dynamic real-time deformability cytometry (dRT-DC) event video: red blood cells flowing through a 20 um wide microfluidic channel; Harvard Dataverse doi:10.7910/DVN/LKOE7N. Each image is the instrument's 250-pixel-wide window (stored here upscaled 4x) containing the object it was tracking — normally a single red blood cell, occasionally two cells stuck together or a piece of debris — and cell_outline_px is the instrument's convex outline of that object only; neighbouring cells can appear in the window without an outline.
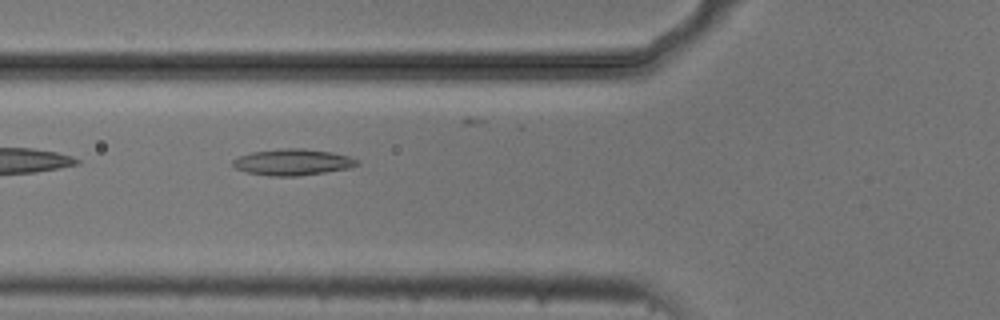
{"species": "common noctule bat (a hibernating species)", "species_latin": "Nyctalus noctula", "temperature_condition": "cold", "stored_images_in_passage": 3, "camera_frame_rate_fps": 3000, "um_per_image_px": 0.085, "animal": {"sex": "male", "body_mass_g": 20.5, "forearm_length_mm": 52.5}, "frame": {"image": 1, "passage_image": 3, "time_ms": 0.667, "image_size_px": [1000, 320], "cell_outline_px": [[360, 164], [352, 168], [296, 176], [268, 176], [244, 172], [236, 168], [232, 164], [232, 160], [240, 156], [252, 152], [280, 148], [304, 148], [332, 152], [348, 156], [360, 160]], "centroid_in_image_um": [24.9, 13.78], "position_along_channel_um": 100.9, "area_um2": 19.25}}